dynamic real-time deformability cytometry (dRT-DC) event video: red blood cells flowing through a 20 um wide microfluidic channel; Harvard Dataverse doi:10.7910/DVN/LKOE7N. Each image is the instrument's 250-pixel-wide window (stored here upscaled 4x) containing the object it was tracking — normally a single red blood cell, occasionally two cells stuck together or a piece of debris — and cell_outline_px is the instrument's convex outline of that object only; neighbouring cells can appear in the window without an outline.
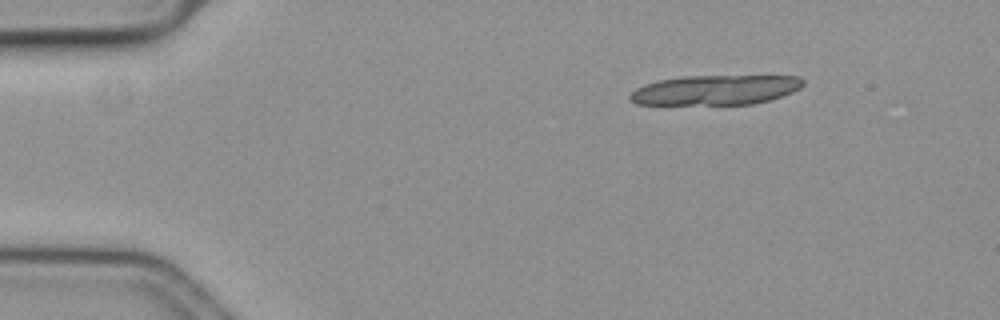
{"species": "common noctule bat (a hibernating species)", "species_latin": "Nyctalus noctula", "temperature_condition": "cold", "stored_images_in_passage": 16, "camera_frame_rate_fps": 3000, "um_per_image_px": 0.085, "animal": {"sex": "female", "body_mass_g": 19.3, "forearm_length_mm": 54.1}, "frame": {"image": 1, "passage_image": 2, "time_ms": 0.333, "image_size_px": [1000, 320], "cell_outline_px": [[804, 84], [800, 88], [792, 92], [768, 100], [752, 104], [636, 104], [628, 100], [628, 96], [636, 88], [644, 84], [656, 80], [680, 76], [800, 76], [804, 80]], "centroid_in_image_um": [60.77, 7.64], "position_along_channel_um": 24.2, "area_um2": 30.11}}